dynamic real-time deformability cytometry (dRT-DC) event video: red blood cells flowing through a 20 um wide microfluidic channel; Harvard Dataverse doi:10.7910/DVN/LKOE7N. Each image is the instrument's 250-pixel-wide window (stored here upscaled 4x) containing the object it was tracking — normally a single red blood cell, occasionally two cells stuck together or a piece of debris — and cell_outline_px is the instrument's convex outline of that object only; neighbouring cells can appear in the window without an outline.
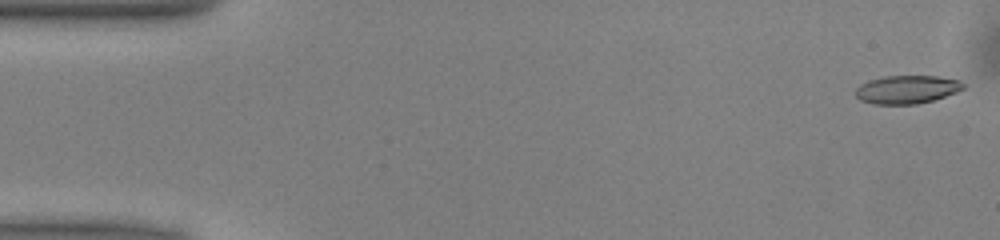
{"species": "common noctule bat (a hibernating species)", "species_latin": "Nyctalus noctula", "temperature_condition": "warm", "stored_images_in_passage": 47, "camera_frame_rate_fps": 3000, "um_per_image_px": 0.085, "animal": {"sex": "male", "body_mass_g": 13.0, "forearm_length_mm": 53.1}, "frame": {"image": 1, "passage_image": 1, "time_ms": 0.0, "image_size_px": [1000, 240], "cell_outline_px": [[964, 88], [956, 92], [932, 100], [916, 104], [872, 104], [860, 100], [856, 96], [856, 88], [860, 84], [868, 80], [884, 76], [936, 76], [956, 80], [964, 84]], "centroid_in_image_um": [77.03, 7.6], "position_along_channel_um": 8.0, "area_um2": 17.57}}
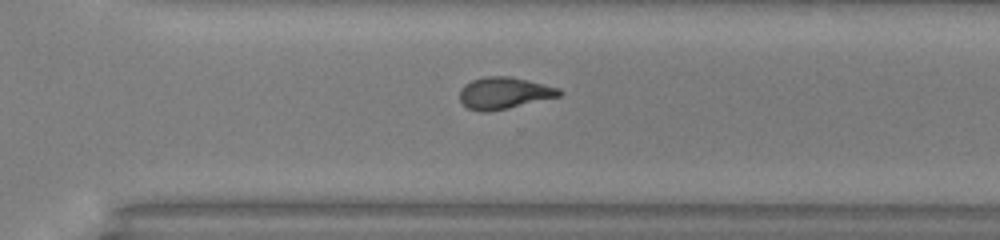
{"frame": {"image": 2, "passage_image": 35, "time_ms": 11.333, "image_size_px": [1000, 240], "cell_outline_px": [[564, 92], [560, 96], [508, 108], [488, 112], [480, 112], [468, 108], [460, 100], [460, 88], [464, 84], [472, 80], [484, 76], [508, 76], [560, 88]], "centroid_in_image_um": [42.83, 7.91], "position_along_channel_um": 327.8, "area_um2": 18.38}}
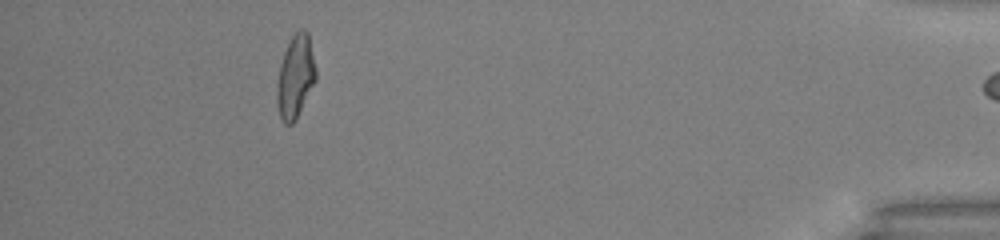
{"frame": {"image": 3, "passage_image": 46, "time_ms": 15.0, "image_size_px": [1000, 240], "cell_outline_px": [[316, 80], [296, 120], [292, 124], [284, 124], [280, 116], [276, 104], [276, 84], [280, 64], [284, 52], [292, 36], [300, 28], [304, 28], [308, 32], [316, 68]], "centroid_in_image_um": [25.1, 6.53], "position_along_channel_um": 410.1, "area_um2": 19.02}, "authors_computed_cell_mechanics": {"area_um2": 18.3804, "velocity_mm_per_s": 4.0186, "shape_relaxation_time_tau1_ms": 6.5618, "shape_relaxation_time_tau2_ms": 2.4353, "deformation_change_tau1": 0.1994, "deformation_change_tau2": 0.1138}}